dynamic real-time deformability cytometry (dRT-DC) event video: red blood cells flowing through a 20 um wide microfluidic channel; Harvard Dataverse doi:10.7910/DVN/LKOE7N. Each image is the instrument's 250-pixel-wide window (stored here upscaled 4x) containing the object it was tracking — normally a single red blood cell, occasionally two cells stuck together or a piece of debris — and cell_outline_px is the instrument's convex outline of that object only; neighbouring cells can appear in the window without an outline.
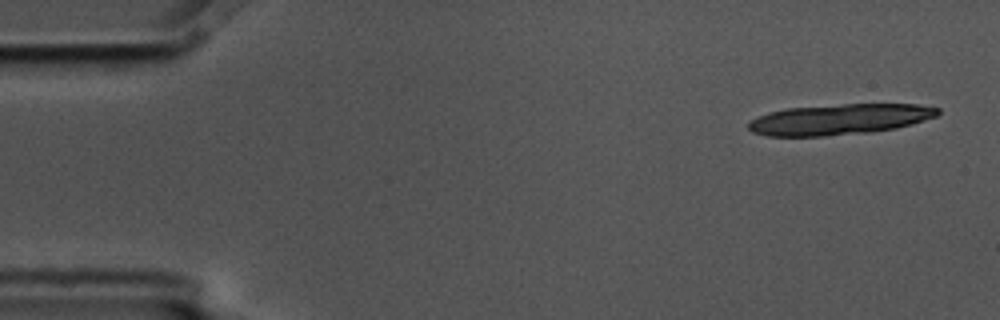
{"species": "common noctule bat (a hibernating species)", "species_latin": "Nyctalus noctula", "temperature_condition": "cold", "stored_images_in_passage": 8, "camera_frame_rate_fps": 3000, "um_per_image_px": 0.085, "animal": {"sex": "male", "body_mass_g": 17.5, "forearm_length_mm": 52.3}, "frame": {"image": 1, "passage_image": 1, "time_ms": 0.0, "image_size_px": [1000, 320], "cell_outline_px": [[940, 112], [936, 116], [912, 124], [896, 128], [864, 132], [824, 136], [768, 136], [752, 132], [748, 128], [748, 124], [752, 120], [768, 112], [788, 108], [844, 104], [916, 104], [940, 108]], "centroid_in_image_um": [71.36, 10.14], "position_along_channel_um": 13.6, "area_um2": 33.52}}
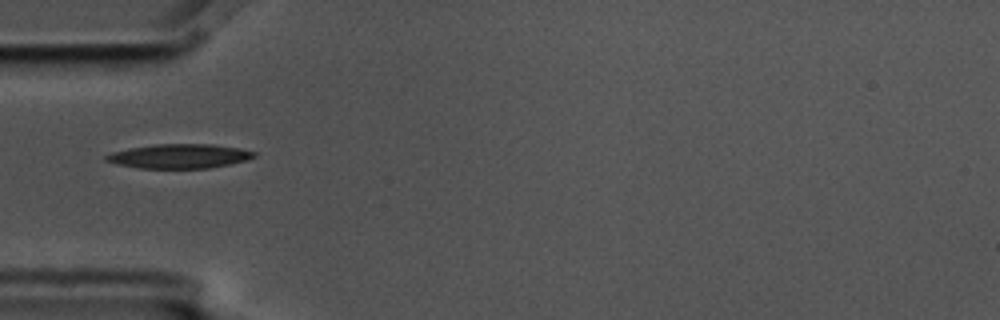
{"frame": {"image": 2, "passage_image": 5, "time_ms": 1.333, "image_size_px": [1000, 320], "cell_outline_px": [[256, 156], [244, 160], [228, 164], [208, 168], [140, 168], [116, 164], [104, 160], [104, 156], [112, 152], [128, 148], [156, 144], [212, 144], [240, 148], [256, 152]], "centroid_in_image_um": [15.21, 13.27], "position_along_channel_um": 69.8, "area_um2": 20.87}}